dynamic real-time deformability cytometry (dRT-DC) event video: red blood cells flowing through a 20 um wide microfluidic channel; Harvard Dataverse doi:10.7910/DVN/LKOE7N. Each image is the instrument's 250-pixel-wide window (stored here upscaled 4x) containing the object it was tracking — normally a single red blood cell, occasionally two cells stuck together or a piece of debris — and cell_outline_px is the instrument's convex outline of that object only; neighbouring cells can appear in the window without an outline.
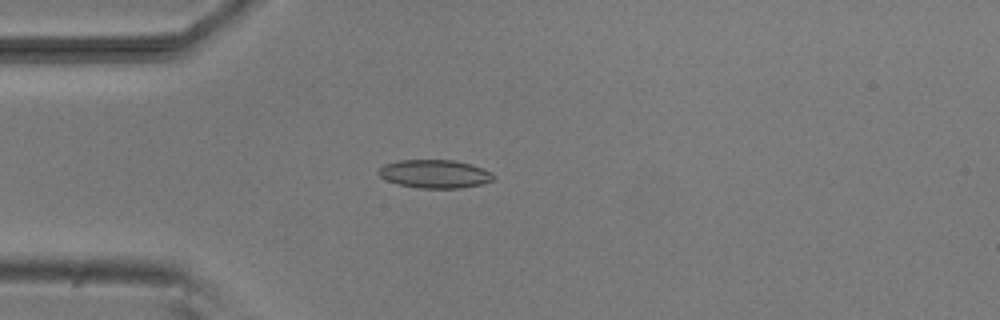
{"species": "common noctule bat (a hibernating species)", "species_latin": "Nyctalus noctula", "temperature_condition": "room temperature", "stored_images_in_passage": 5, "camera_frame_rate_fps": 3000, "um_per_image_px": 0.085, "animal": {"sex": "male", "body_mass_g": 20.5, "forearm_length_mm": 52.5}, "frame": {"image": 1, "passage_image": 4, "time_ms": 4.333, "image_size_px": [1000, 320], "cell_outline_px": [[496, 176], [492, 180], [484, 184], [460, 188], [420, 188], [400, 184], [388, 180], [380, 176], [376, 172], [384, 164], [400, 160], [452, 160], [468, 164], [480, 168]], "centroid_in_image_um": [36.94, 14.78], "position_along_channel_um": 48.1, "area_um2": 18.67}}